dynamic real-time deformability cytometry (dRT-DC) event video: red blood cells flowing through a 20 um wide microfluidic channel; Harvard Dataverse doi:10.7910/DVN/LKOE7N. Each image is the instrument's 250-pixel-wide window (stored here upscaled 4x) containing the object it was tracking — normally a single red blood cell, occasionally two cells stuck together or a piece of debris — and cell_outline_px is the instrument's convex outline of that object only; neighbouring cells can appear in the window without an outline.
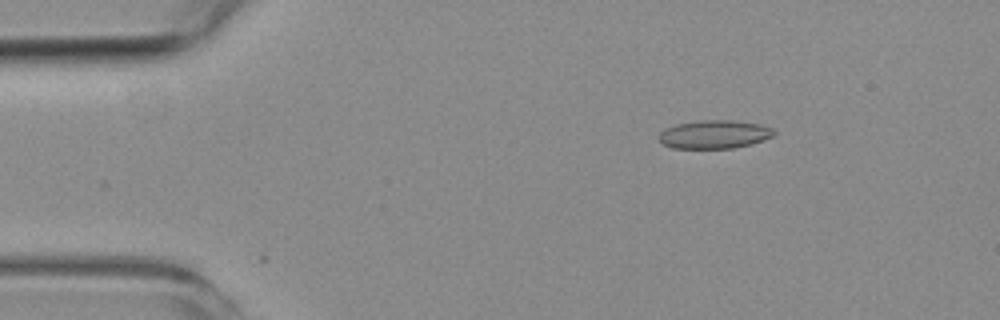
{"species": "common noctule bat (a hibernating species)", "species_latin": "Nyctalus noctula", "temperature_condition": "room temperature", "stored_images_in_passage": 4, "camera_frame_rate_fps": 3000, "um_per_image_px": 0.085, "animal": {"sex": "female", "body_mass_g": 19.3, "forearm_length_mm": 54.1}, "frame": {"image": 1, "passage_image": 2, "time_ms": 1.667, "image_size_px": [1000, 320], "cell_outline_px": [[776, 132], [772, 136], [764, 140], [752, 144], [732, 148], [672, 148], [664, 144], [660, 140], [660, 132], [676, 124], [700, 120], [728, 120], [760, 124], [772, 128]], "centroid_in_image_um": [60.75, 11.42], "position_along_channel_um": 24.2, "area_um2": 18.84}}